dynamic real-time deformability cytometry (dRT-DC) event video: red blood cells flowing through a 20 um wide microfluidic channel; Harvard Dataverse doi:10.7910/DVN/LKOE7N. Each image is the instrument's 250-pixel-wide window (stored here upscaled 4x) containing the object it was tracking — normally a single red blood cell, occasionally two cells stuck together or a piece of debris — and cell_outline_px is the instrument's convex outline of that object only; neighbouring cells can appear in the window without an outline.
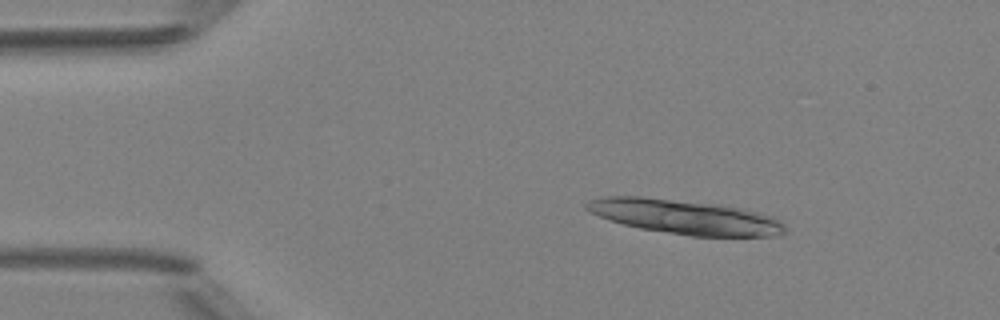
{"species": "Egyptian fruit bat (a non-hibernating species)", "species_latin": "Rousettus aegyptiacus", "temperature_condition": "room temperature", "stored_images_in_passage": 3, "camera_frame_rate_fps": 3000, "um_per_image_px": 0.085, "animal": {"sex": "female"}, "frame": {"image": 1, "passage_image": 1, "time_ms": 0.0, "image_size_px": [1000, 320], "cell_outline_px": [[784, 232], [780, 236], [692, 236], [640, 228], [624, 224], [600, 216], [584, 208], [584, 204], [588, 200], [604, 196], [640, 196], [720, 204], [748, 208], [776, 216], [784, 224]], "centroid_in_image_um": [58.3, 18.42], "position_along_channel_um": 26.7, "area_um2": 40.17}}